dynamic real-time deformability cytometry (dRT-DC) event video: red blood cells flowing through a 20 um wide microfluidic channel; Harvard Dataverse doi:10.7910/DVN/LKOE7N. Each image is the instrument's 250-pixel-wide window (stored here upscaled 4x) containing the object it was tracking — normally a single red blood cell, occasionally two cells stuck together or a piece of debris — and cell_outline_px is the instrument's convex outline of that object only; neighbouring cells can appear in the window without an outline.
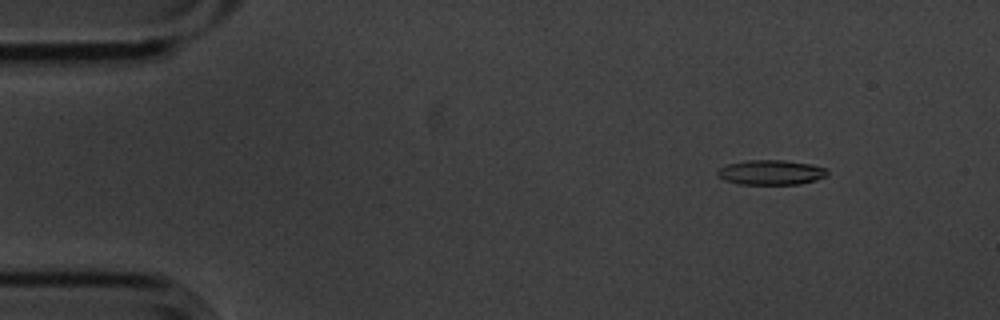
{"species": "common noctule bat (a hibernating species)", "species_latin": "Nyctalus noctula", "temperature_condition": "cold", "stored_images_in_passage": 7, "camera_frame_rate_fps": 3000, "um_per_image_px": 0.085, "animal": {"sex": "male", "body_mass_g": 20.1, "forearm_length_mm": 53.5}, "frame": {"image": 1, "passage_image": 2, "time_ms": 0.333, "image_size_px": [1000, 320], "cell_outline_px": [[828, 176], [816, 180], [800, 184], [740, 184], [724, 180], [716, 176], [716, 168], [728, 164], [748, 160], [784, 160], [812, 164], [828, 168]], "centroid_in_image_um": [65.53, 14.65], "position_along_channel_um": 19.5, "area_um2": 16.18}}
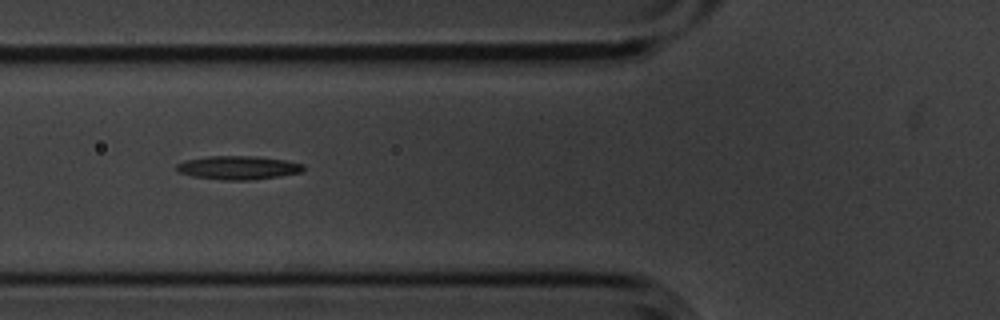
{"frame": {"image": 2, "passage_image": 6, "time_ms": 1.667, "image_size_px": [1000, 320], "cell_outline_px": [[304, 168], [300, 172], [280, 176], [252, 180], [224, 180], [192, 176], [180, 172], [176, 168], [176, 164], [184, 160], [208, 156], [252, 156], [284, 160], [304, 164]], "centroid_in_image_um": [20.22, 14.25], "position_along_channel_um": 105.6, "area_um2": 17.34}}
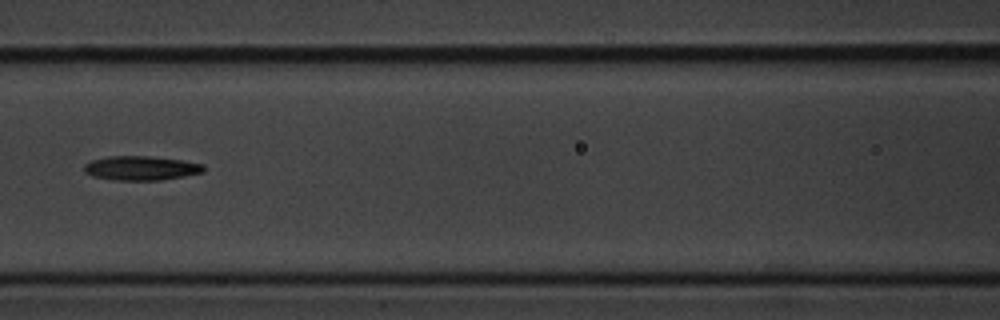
{"frame": {"image": 3, "passage_image": 7, "time_ms": 2.0, "image_size_px": [1000, 320], "cell_outline_px": [[204, 172], [184, 176], [160, 180], [112, 180], [92, 176], [84, 172], [84, 164], [92, 160], [108, 156], [148, 156], [180, 160], [204, 164]], "centroid_in_image_um": [11.96, 14.29], "position_along_channel_um": 154.6, "area_um2": 16.88}}